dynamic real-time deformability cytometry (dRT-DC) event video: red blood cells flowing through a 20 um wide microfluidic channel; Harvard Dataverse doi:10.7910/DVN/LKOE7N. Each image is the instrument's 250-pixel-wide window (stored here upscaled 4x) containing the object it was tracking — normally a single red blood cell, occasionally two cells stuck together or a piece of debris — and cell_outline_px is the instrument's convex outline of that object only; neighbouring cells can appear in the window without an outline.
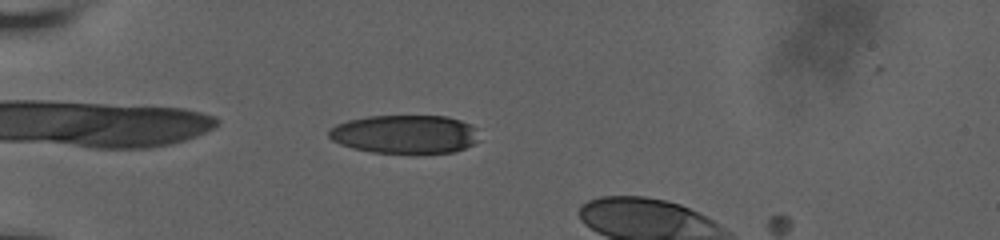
{"species": "human", "species_latin": "Homo sapiens", "temperature_condition": "room temperature", "stored_images_in_passage": 40, "camera_frame_rate_fps": 3000, "um_per_image_px": 0.085, "donor": {"sex": "male"}, "frame": {"image": 1, "passage_image": 4, "time_ms": 1.0, "image_size_px": [1000, 240], "cell_outline_px": [[480, 140], [464, 148], [452, 152], [372, 152], [352, 148], [340, 144], [332, 140], [328, 136], [328, 132], [336, 124], [348, 120], [368, 116], [448, 116], [472, 124], [476, 128]], "centroid_in_image_um": [34.43, 11.39], "position_along_channel_um": 50.6, "area_um2": 33.64}}
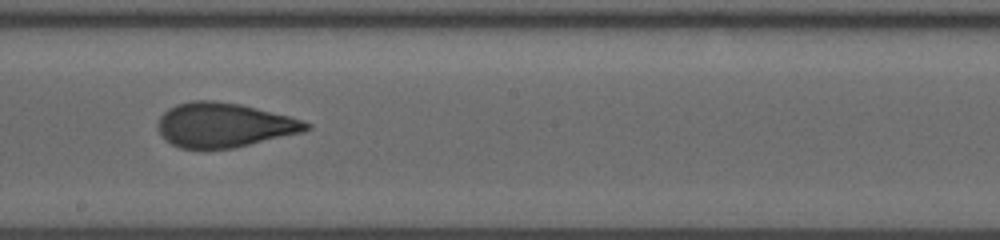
{"frame": {"image": 2, "passage_image": 21, "time_ms": 6.667, "image_size_px": [1000, 240], "cell_outline_px": [[312, 128], [300, 132], [232, 148], [180, 148], [164, 140], [156, 128], [160, 116], [168, 108], [176, 104], [192, 100], [212, 100], [240, 104], [304, 120], [312, 124]], "centroid_in_image_um": [18.99, 10.61], "position_along_channel_um": 229.2, "area_um2": 38.21}}
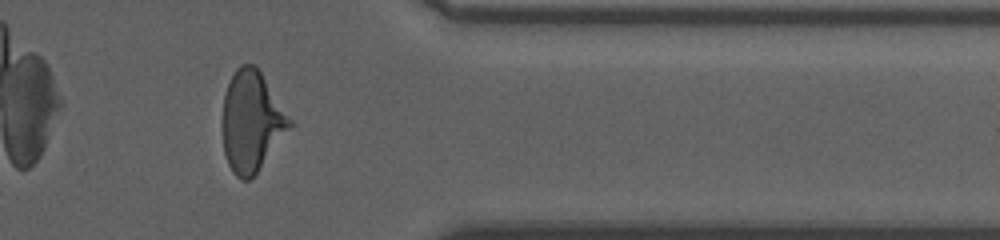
{"frame": {"image": 3, "passage_image": 35, "time_ms": 11.333, "image_size_px": [1000, 240], "cell_outline_px": [[296, 124], [256, 172], [248, 180], [240, 180], [232, 172], [228, 164], [224, 152], [224, 96], [228, 84], [236, 68], [240, 64], [252, 64], [260, 72]], "centroid_in_image_um": [21.43, 10.34], "position_along_channel_um": 390.0, "area_um2": 39.07}}